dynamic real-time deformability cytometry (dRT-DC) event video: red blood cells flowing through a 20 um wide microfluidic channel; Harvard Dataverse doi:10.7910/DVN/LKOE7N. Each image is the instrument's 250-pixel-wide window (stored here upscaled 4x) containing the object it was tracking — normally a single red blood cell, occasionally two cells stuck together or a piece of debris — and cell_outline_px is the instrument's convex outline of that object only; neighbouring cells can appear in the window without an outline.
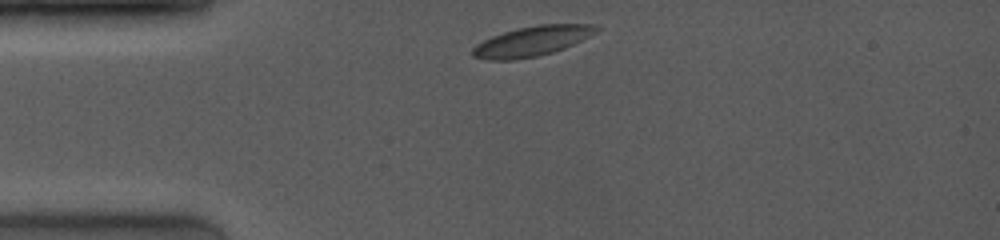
{"species": "common noctule bat (a hibernating species)", "species_latin": "Nyctalus noctula", "temperature_condition": "room temperature", "stored_images_in_passage": 5, "camera_frame_rate_fps": 4000, "um_per_image_px": 0.085, "animal": {"sex": "female", "body_mass_g": 19.0, "forearm_length_mm": 53.3}, "frame": {"image": 1, "passage_image": 1, "time_ms": 0.0, "image_size_px": [1000, 240], "cell_outline_px": [[600, 32], [564, 48], [552, 52], [536, 56], [516, 60], [488, 60], [472, 56], [472, 48], [476, 44], [492, 36], [516, 28], [536, 24], [596, 24], [600, 28]], "centroid_in_image_um": [45.26, 3.49], "position_along_channel_um": 39.7, "area_um2": 21.79}}